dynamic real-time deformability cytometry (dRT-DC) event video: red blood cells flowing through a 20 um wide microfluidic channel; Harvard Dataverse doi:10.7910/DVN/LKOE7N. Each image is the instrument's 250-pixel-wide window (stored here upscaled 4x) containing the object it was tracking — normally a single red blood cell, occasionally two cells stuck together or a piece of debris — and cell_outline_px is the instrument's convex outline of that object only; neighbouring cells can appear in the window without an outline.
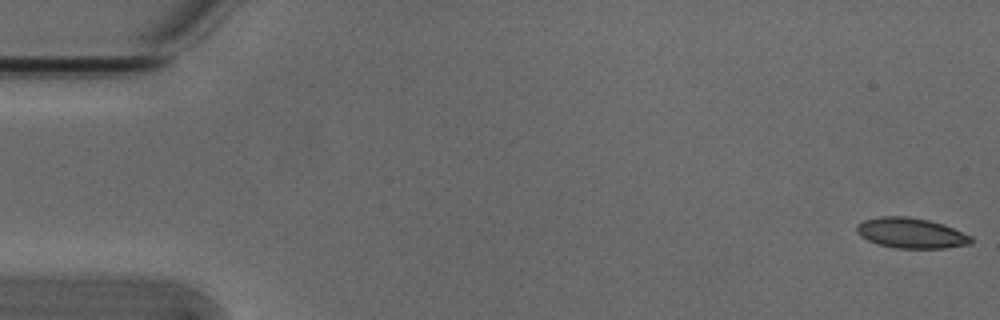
{"species": "Egyptian fruit bat (a non-hibernating species)", "species_latin": "Rousettus aegyptiacus", "temperature_condition": "cold", "stored_images_in_passage": 54, "camera_frame_rate_fps": 3000, "um_per_image_px": 0.085, "animal": {"sex": "male"}, "frame": {"image": 1, "passage_image": 1, "time_ms": 0.0, "image_size_px": [1000, 320], "cell_outline_px": [[972, 244], [944, 248], [896, 248], [880, 244], [868, 240], [860, 236], [856, 232], [856, 228], [864, 220], [880, 216], [908, 216], [928, 220], [944, 224], [972, 236]], "centroid_in_image_um": [77.47, 19.81], "position_along_channel_um": 7.5, "area_um2": 20.17}}
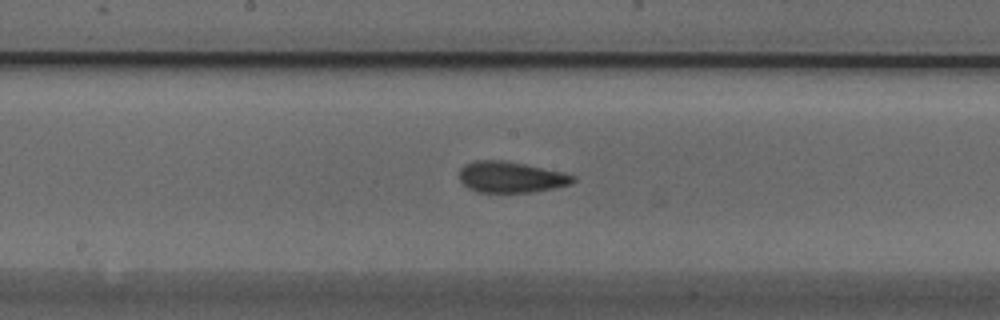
{"frame": {"image": 2, "passage_image": 28, "time_ms": 9.0, "image_size_px": [1000, 320], "cell_outline_px": [[576, 180], [572, 184], [532, 192], [476, 192], [468, 188], [460, 180], [460, 168], [464, 164], [472, 160], [504, 160], [564, 172], [576, 176]], "centroid_in_image_um": [43.42, 15.04], "position_along_channel_um": 204.8, "area_um2": 20.69}}
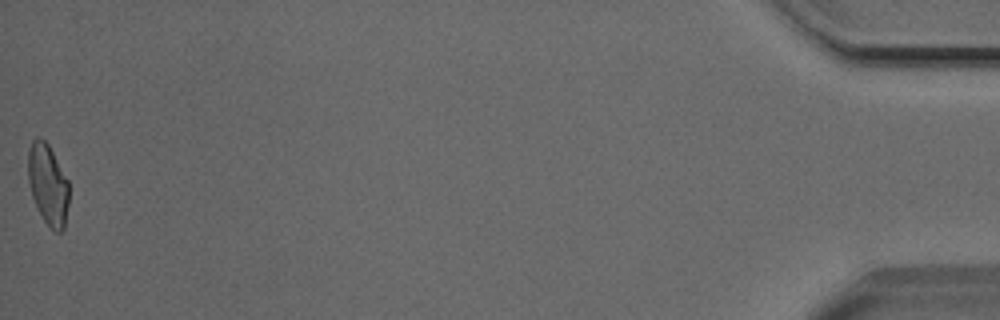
{"frame": {"image": 3, "passage_image": 54, "time_ms": 17.667, "image_size_px": [1000, 320], "cell_outline_px": [[68, 204], [64, 228], [60, 232], [56, 232], [44, 220], [32, 196], [28, 180], [28, 148], [32, 140], [36, 136], [40, 136], [48, 144], [68, 180]], "centroid_in_image_um": [4.06, 15.63], "position_along_channel_um": 431.1, "area_um2": 19.07}, "authors_computed_cell_mechanics": {"area_um2": 20.1433, "velocity_mm_per_s": 3.8025, "shape_relaxation_time_tau1_ms": 4.621, "shape_relaxation_time_tau2_ms": 2.3869, "deformation_change_tau1": 0.1455, "deformation_change_tau2": 0.0872}}